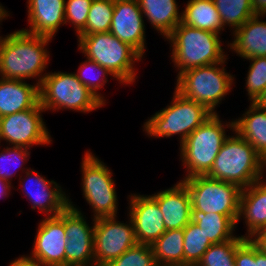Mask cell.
<instances>
[{
  "label": "cell",
  "instance_id": "cell-1",
  "mask_svg": "<svg viewBox=\"0 0 266 266\" xmlns=\"http://www.w3.org/2000/svg\"><path fill=\"white\" fill-rule=\"evenodd\" d=\"M52 39L17 30L0 36V76L4 79H37L38 85L47 75L45 69L50 60L46 48ZM44 73V74H43Z\"/></svg>",
  "mask_w": 266,
  "mask_h": 266
},
{
  "label": "cell",
  "instance_id": "cell-2",
  "mask_svg": "<svg viewBox=\"0 0 266 266\" xmlns=\"http://www.w3.org/2000/svg\"><path fill=\"white\" fill-rule=\"evenodd\" d=\"M228 136L206 176L236 184L241 189L264 178L266 161L236 131Z\"/></svg>",
  "mask_w": 266,
  "mask_h": 266
},
{
  "label": "cell",
  "instance_id": "cell-3",
  "mask_svg": "<svg viewBox=\"0 0 266 266\" xmlns=\"http://www.w3.org/2000/svg\"><path fill=\"white\" fill-rule=\"evenodd\" d=\"M219 35L180 22L166 38L171 43L170 57L178 70L177 77L189 69L227 59Z\"/></svg>",
  "mask_w": 266,
  "mask_h": 266
},
{
  "label": "cell",
  "instance_id": "cell-4",
  "mask_svg": "<svg viewBox=\"0 0 266 266\" xmlns=\"http://www.w3.org/2000/svg\"><path fill=\"white\" fill-rule=\"evenodd\" d=\"M78 50L87 59L106 68L123 85L134 83L135 62L144 58L129 44L122 42L111 32L77 35Z\"/></svg>",
  "mask_w": 266,
  "mask_h": 266
},
{
  "label": "cell",
  "instance_id": "cell-5",
  "mask_svg": "<svg viewBox=\"0 0 266 266\" xmlns=\"http://www.w3.org/2000/svg\"><path fill=\"white\" fill-rule=\"evenodd\" d=\"M219 116L218 113L210 116L180 145V159L187 169L183 179L195 175H206L228 138L225 129L231 128L230 130L234 131V121L224 123Z\"/></svg>",
  "mask_w": 266,
  "mask_h": 266
},
{
  "label": "cell",
  "instance_id": "cell-6",
  "mask_svg": "<svg viewBox=\"0 0 266 266\" xmlns=\"http://www.w3.org/2000/svg\"><path fill=\"white\" fill-rule=\"evenodd\" d=\"M170 105L155 112L144 122L143 131L154 138L179 135L180 145L197 127L203 124L213 113L203 104L183 97L176 90Z\"/></svg>",
  "mask_w": 266,
  "mask_h": 266
},
{
  "label": "cell",
  "instance_id": "cell-7",
  "mask_svg": "<svg viewBox=\"0 0 266 266\" xmlns=\"http://www.w3.org/2000/svg\"><path fill=\"white\" fill-rule=\"evenodd\" d=\"M39 103L46 111H95L105 104L78 79L75 73L47 72L39 85Z\"/></svg>",
  "mask_w": 266,
  "mask_h": 266
},
{
  "label": "cell",
  "instance_id": "cell-8",
  "mask_svg": "<svg viewBox=\"0 0 266 266\" xmlns=\"http://www.w3.org/2000/svg\"><path fill=\"white\" fill-rule=\"evenodd\" d=\"M225 63L226 59L182 72L176 77L174 90L183 97L203 104L213 114L217 113L216 106L231 92L234 82V76L226 72Z\"/></svg>",
  "mask_w": 266,
  "mask_h": 266
},
{
  "label": "cell",
  "instance_id": "cell-9",
  "mask_svg": "<svg viewBox=\"0 0 266 266\" xmlns=\"http://www.w3.org/2000/svg\"><path fill=\"white\" fill-rule=\"evenodd\" d=\"M191 197V209L203 213L228 216L238 224L240 195L242 189L236 184L215 180L206 175H195L181 180Z\"/></svg>",
  "mask_w": 266,
  "mask_h": 266
},
{
  "label": "cell",
  "instance_id": "cell-10",
  "mask_svg": "<svg viewBox=\"0 0 266 266\" xmlns=\"http://www.w3.org/2000/svg\"><path fill=\"white\" fill-rule=\"evenodd\" d=\"M82 191L93 218L117 216L118 199L112 172L99 158L86 151L81 163Z\"/></svg>",
  "mask_w": 266,
  "mask_h": 266
},
{
  "label": "cell",
  "instance_id": "cell-11",
  "mask_svg": "<svg viewBox=\"0 0 266 266\" xmlns=\"http://www.w3.org/2000/svg\"><path fill=\"white\" fill-rule=\"evenodd\" d=\"M45 110L38 102L33 108L0 117V143L5 140L10 146L31 149L34 145L52 142L42 118Z\"/></svg>",
  "mask_w": 266,
  "mask_h": 266
},
{
  "label": "cell",
  "instance_id": "cell-12",
  "mask_svg": "<svg viewBox=\"0 0 266 266\" xmlns=\"http://www.w3.org/2000/svg\"><path fill=\"white\" fill-rule=\"evenodd\" d=\"M117 221V216L95 219L94 227V258L95 266H106L120 257L125 251L138 244L134 225Z\"/></svg>",
  "mask_w": 266,
  "mask_h": 266
},
{
  "label": "cell",
  "instance_id": "cell-13",
  "mask_svg": "<svg viewBox=\"0 0 266 266\" xmlns=\"http://www.w3.org/2000/svg\"><path fill=\"white\" fill-rule=\"evenodd\" d=\"M64 210V230L66 233L65 266H95L94 227L86 221L84 214L75 207L71 199Z\"/></svg>",
  "mask_w": 266,
  "mask_h": 266
},
{
  "label": "cell",
  "instance_id": "cell-14",
  "mask_svg": "<svg viewBox=\"0 0 266 266\" xmlns=\"http://www.w3.org/2000/svg\"><path fill=\"white\" fill-rule=\"evenodd\" d=\"M38 224L32 253L24 256L46 266H65L64 211L55 217H45Z\"/></svg>",
  "mask_w": 266,
  "mask_h": 266
},
{
  "label": "cell",
  "instance_id": "cell-15",
  "mask_svg": "<svg viewBox=\"0 0 266 266\" xmlns=\"http://www.w3.org/2000/svg\"><path fill=\"white\" fill-rule=\"evenodd\" d=\"M21 170L23 173L26 171L27 179H21L22 176H20L19 179L23 180L20 181V186L23 185L22 191L32 203V210L38 209L40 212L46 213V217H55L69 206V197L66 196L65 191L63 192L60 184L54 180L45 179L33 168L32 170L31 168H25V170L22 168Z\"/></svg>",
  "mask_w": 266,
  "mask_h": 266
},
{
  "label": "cell",
  "instance_id": "cell-16",
  "mask_svg": "<svg viewBox=\"0 0 266 266\" xmlns=\"http://www.w3.org/2000/svg\"><path fill=\"white\" fill-rule=\"evenodd\" d=\"M144 16L137 0H115L110 31L142 57L146 49Z\"/></svg>",
  "mask_w": 266,
  "mask_h": 266
},
{
  "label": "cell",
  "instance_id": "cell-17",
  "mask_svg": "<svg viewBox=\"0 0 266 266\" xmlns=\"http://www.w3.org/2000/svg\"><path fill=\"white\" fill-rule=\"evenodd\" d=\"M128 199L138 244L152 245L166 231L158 203L150 195L131 194Z\"/></svg>",
  "mask_w": 266,
  "mask_h": 266
},
{
  "label": "cell",
  "instance_id": "cell-18",
  "mask_svg": "<svg viewBox=\"0 0 266 266\" xmlns=\"http://www.w3.org/2000/svg\"><path fill=\"white\" fill-rule=\"evenodd\" d=\"M150 196L158 203L166 230L183 229L191 222V197L181 180Z\"/></svg>",
  "mask_w": 266,
  "mask_h": 266
},
{
  "label": "cell",
  "instance_id": "cell-19",
  "mask_svg": "<svg viewBox=\"0 0 266 266\" xmlns=\"http://www.w3.org/2000/svg\"><path fill=\"white\" fill-rule=\"evenodd\" d=\"M66 0H27L29 29L22 30L53 38L65 24Z\"/></svg>",
  "mask_w": 266,
  "mask_h": 266
},
{
  "label": "cell",
  "instance_id": "cell-20",
  "mask_svg": "<svg viewBox=\"0 0 266 266\" xmlns=\"http://www.w3.org/2000/svg\"><path fill=\"white\" fill-rule=\"evenodd\" d=\"M241 217L247 227L246 234L241 235L245 239H253L266 227V180L261 179L242 189L238 222Z\"/></svg>",
  "mask_w": 266,
  "mask_h": 266
},
{
  "label": "cell",
  "instance_id": "cell-21",
  "mask_svg": "<svg viewBox=\"0 0 266 266\" xmlns=\"http://www.w3.org/2000/svg\"><path fill=\"white\" fill-rule=\"evenodd\" d=\"M263 17L252 16L232 33L234 40L228 47L242 59L266 57V21H262Z\"/></svg>",
  "mask_w": 266,
  "mask_h": 266
},
{
  "label": "cell",
  "instance_id": "cell-22",
  "mask_svg": "<svg viewBox=\"0 0 266 266\" xmlns=\"http://www.w3.org/2000/svg\"><path fill=\"white\" fill-rule=\"evenodd\" d=\"M39 102V85L0 78V117L33 108Z\"/></svg>",
  "mask_w": 266,
  "mask_h": 266
},
{
  "label": "cell",
  "instance_id": "cell-23",
  "mask_svg": "<svg viewBox=\"0 0 266 266\" xmlns=\"http://www.w3.org/2000/svg\"><path fill=\"white\" fill-rule=\"evenodd\" d=\"M234 121V131L248 141L266 161V108L251 103L242 117Z\"/></svg>",
  "mask_w": 266,
  "mask_h": 266
},
{
  "label": "cell",
  "instance_id": "cell-24",
  "mask_svg": "<svg viewBox=\"0 0 266 266\" xmlns=\"http://www.w3.org/2000/svg\"><path fill=\"white\" fill-rule=\"evenodd\" d=\"M142 14L155 30L167 38L182 21L176 0H137Z\"/></svg>",
  "mask_w": 266,
  "mask_h": 266
},
{
  "label": "cell",
  "instance_id": "cell-25",
  "mask_svg": "<svg viewBox=\"0 0 266 266\" xmlns=\"http://www.w3.org/2000/svg\"><path fill=\"white\" fill-rule=\"evenodd\" d=\"M182 11L181 22L188 26L220 35L225 30L213 0H188Z\"/></svg>",
  "mask_w": 266,
  "mask_h": 266
},
{
  "label": "cell",
  "instance_id": "cell-26",
  "mask_svg": "<svg viewBox=\"0 0 266 266\" xmlns=\"http://www.w3.org/2000/svg\"><path fill=\"white\" fill-rule=\"evenodd\" d=\"M183 229L166 230L152 245L157 266H184Z\"/></svg>",
  "mask_w": 266,
  "mask_h": 266
},
{
  "label": "cell",
  "instance_id": "cell-27",
  "mask_svg": "<svg viewBox=\"0 0 266 266\" xmlns=\"http://www.w3.org/2000/svg\"><path fill=\"white\" fill-rule=\"evenodd\" d=\"M191 222L201 228L212 244L223 243L235 237L233 231H235L237 226L226 215L218 213L205 214L200 210L191 209Z\"/></svg>",
  "mask_w": 266,
  "mask_h": 266
},
{
  "label": "cell",
  "instance_id": "cell-28",
  "mask_svg": "<svg viewBox=\"0 0 266 266\" xmlns=\"http://www.w3.org/2000/svg\"><path fill=\"white\" fill-rule=\"evenodd\" d=\"M219 13L222 27L233 28V33L254 16L251 0H213Z\"/></svg>",
  "mask_w": 266,
  "mask_h": 266
},
{
  "label": "cell",
  "instance_id": "cell-29",
  "mask_svg": "<svg viewBox=\"0 0 266 266\" xmlns=\"http://www.w3.org/2000/svg\"><path fill=\"white\" fill-rule=\"evenodd\" d=\"M184 266H196L212 243L195 223L189 222L184 228Z\"/></svg>",
  "mask_w": 266,
  "mask_h": 266
},
{
  "label": "cell",
  "instance_id": "cell-30",
  "mask_svg": "<svg viewBox=\"0 0 266 266\" xmlns=\"http://www.w3.org/2000/svg\"><path fill=\"white\" fill-rule=\"evenodd\" d=\"M115 0H93L86 26L78 35H90L110 31Z\"/></svg>",
  "mask_w": 266,
  "mask_h": 266
},
{
  "label": "cell",
  "instance_id": "cell-31",
  "mask_svg": "<svg viewBox=\"0 0 266 266\" xmlns=\"http://www.w3.org/2000/svg\"><path fill=\"white\" fill-rule=\"evenodd\" d=\"M243 239L242 236H235L226 242L212 244L196 266H236V246Z\"/></svg>",
  "mask_w": 266,
  "mask_h": 266
},
{
  "label": "cell",
  "instance_id": "cell-32",
  "mask_svg": "<svg viewBox=\"0 0 266 266\" xmlns=\"http://www.w3.org/2000/svg\"><path fill=\"white\" fill-rule=\"evenodd\" d=\"M95 72H99L101 75L99 73L95 75ZM74 73L77 79L106 105L107 101L104 99L105 97L98 93V90L102 89L106 82H108L107 77L109 75L114 79L116 78L106 68L87 58L83 63H80L77 72Z\"/></svg>",
  "mask_w": 266,
  "mask_h": 266
},
{
  "label": "cell",
  "instance_id": "cell-33",
  "mask_svg": "<svg viewBox=\"0 0 266 266\" xmlns=\"http://www.w3.org/2000/svg\"><path fill=\"white\" fill-rule=\"evenodd\" d=\"M246 81L248 100L255 103L266 88V57H252Z\"/></svg>",
  "mask_w": 266,
  "mask_h": 266
},
{
  "label": "cell",
  "instance_id": "cell-34",
  "mask_svg": "<svg viewBox=\"0 0 266 266\" xmlns=\"http://www.w3.org/2000/svg\"><path fill=\"white\" fill-rule=\"evenodd\" d=\"M106 266H157V264L151 245L136 244Z\"/></svg>",
  "mask_w": 266,
  "mask_h": 266
},
{
  "label": "cell",
  "instance_id": "cell-35",
  "mask_svg": "<svg viewBox=\"0 0 266 266\" xmlns=\"http://www.w3.org/2000/svg\"><path fill=\"white\" fill-rule=\"evenodd\" d=\"M30 149L25 147H17V146H7L0 152V178L3 180L12 183L11 178L17 171L11 172V166H17L18 168H22L23 164L29 159ZM17 164V165H16ZM11 165V166H9ZM9 166V167H8ZM13 166V167H14ZM12 167V168H13ZM14 167V168H15Z\"/></svg>",
  "mask_w": 266,
  "mask_h": 266
},
{
  "label": "cell",
  "instance_id": "cell-36",
  "mask_svg": "<svg viewBox=\"0 0 266 266\" xmlns=\"http://www.w3.org/2000/svg\"><path fill=\"white\" fill-rule=\"evenodd\" d=\"M236 266H266V251L253 239H243L236 246Z\"/></svg>",
  "mask_w": 266,
  "mask_h": 266
},
{
  "label": "cell",
  "instance_id": "cell-37",
  "mask_svg": "<svg viewBox=\"0 0 266 266\" xmlns=\"http://www.w3.org/2000/svg\"><path fill=\"white\" fill-rule=\"evenodd\" d=\"M93 0L65 1V24L73 25L78 35L86 26V21Z\"/></svg>",
  "mask_w": 266,
  "mask_h": 266
},
{
  "label": "cell",
  "instance_id": "cell-38",
  "mask_svg": "<svg viewBox=\"0 0 266 266\" xmlns=\"http://www.w3.org/2000/svg\"><path fill=\"white\" fill-rule=\"evenodd\" d=\"M254 15L266 16V0H251Z\"/></svg>",
  "mask_w": 266,
  "mask_h": 266
},
{
  "label": "cell",
  "instance_id": "cell-39",
  "mask_svg": "<svg viewBox=\"0 0 266 266\" xmlns=\"http://www.w3.org/2000/svg\"><path fill=\"white\" fill-rule=\"evenodd\" d=\"M8 266H46L27 259L24 255L10 262Z\"/></svg>",
  "mask_w": 266,
  "mask_h": 266
},
{
  "label": "cell",
  "instance_id": "cell-40",
  "mask_svg": "<svg viewBox=\"0 0 266 266\" xmlns=\"http://www.w3.org/2000/svg\"><path fill=\"white\" fill-rule=\"evenodd\" d=\"M12 183H9L2 178H0V198L1 197H8V195L11 192V188L14 187L11 185Z\"/></svg>",
  "mask_w": 266,
  "mask_h": 266
},
{
  "label": "cell",
  "instance_id": "cell-41",
  "mask_svg": "<svg viewBox=\"0 0 266 266\" xmlns=\"http://www.w3.org/2000/svg\"><path fill=\"white\" fill-rule=\"evenodd\" d=\"M253 240L263 249L266 250V227L256 235Z\"/></svg>",
  "mask_w": 266,
  "mask_h": 266
},
{
  "label": "cell",
  "instance_id": "cell-42",
  "mask_svg": "<svg viewBox=\"0 0 266 266\" xmlns=\"http://www.w3.org/2000/svg\"><path fill=\"white\" fill-rule=\"evenodd\" d=\"M255 103L261 108H266V88Z\"/></svg>",
  "mask_w": 266,
  "mask_h": 266
},
{
  "label": "cell",
  "instance_id": "cell-43",
  "mask_svg": "<svg viewBox=\"0 0 266 266\" xmlns=\"http://www.w3.org/2000/svg\"><path fill=\"white\" fill-rule=\"evenodd\" d=\"M9 11H7L4 6H2V4H0V22H2L3 20H5L8 16L10 17V13H8ZM1 24V23H0Z\"/></svg>",
  "mask_w": 266,
  "mask_h": 266
}]
</instances>
